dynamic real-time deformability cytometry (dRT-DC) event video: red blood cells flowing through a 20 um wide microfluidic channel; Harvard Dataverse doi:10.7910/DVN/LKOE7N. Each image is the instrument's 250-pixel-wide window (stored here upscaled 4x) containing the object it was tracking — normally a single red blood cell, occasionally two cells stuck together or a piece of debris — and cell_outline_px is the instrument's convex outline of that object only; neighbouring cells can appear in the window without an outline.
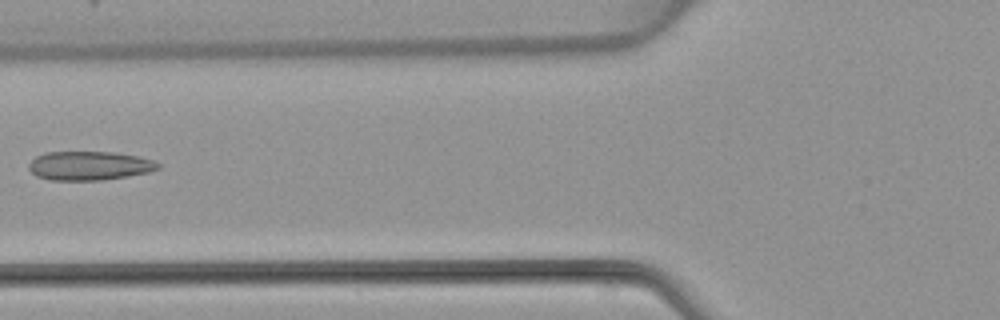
{"species": "common noctule bat (a hibernating species)", "species_latin": "Nyctalus noctula", "temperature_condition": "warm", "stored_images_in_passage": 6, "camera_frame_rate_fps": 3000, "um_per_image_px": 0.085, "animal": {"sex": "female", "body_mass_g": 22.7, "forearm_length_mm": 54.2}, "frame": {"image": 1, "passage_image": 6, "time_ms": 6.0, "image_size_px": [1000, 320], "cell_outline_px": [[160, 168], [148, 172], [128, 176], [100, 180], [52, 180], [36, 176], [28, 168], [28, 164], [36, 156], [44, 152], [112, 152], [140, 156], [152, 160], [160, 164]], "centroid_in_image_um": [7.59, 14.08], "position_along_channel_um": 118.2, "area_um2": 21.79}}